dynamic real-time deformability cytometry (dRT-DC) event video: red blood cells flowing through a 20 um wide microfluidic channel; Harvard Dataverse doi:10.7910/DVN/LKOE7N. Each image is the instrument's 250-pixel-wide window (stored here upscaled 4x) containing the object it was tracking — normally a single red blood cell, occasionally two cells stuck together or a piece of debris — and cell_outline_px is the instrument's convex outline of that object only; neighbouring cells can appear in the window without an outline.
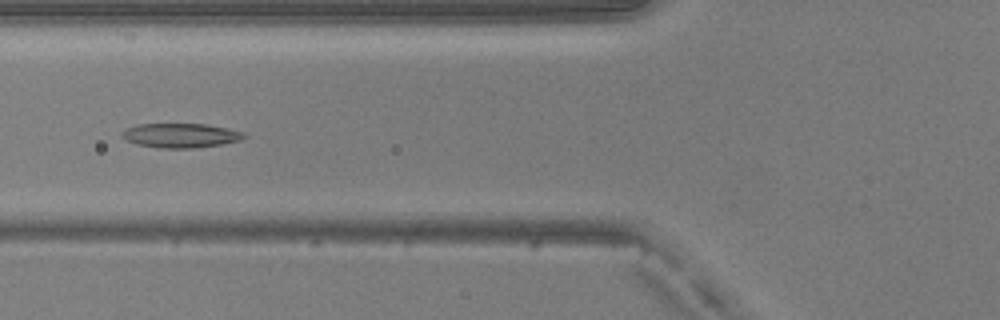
{"species": "common noctule bat (a hibernating species)", "species_latin": "Nyctalus noctula", "temperature_condition": "warm", "stored_images_in_passage": 39, "camera_frame_rate_fps": 3000, "um_per_image_px": 0.085, "animal": {"sex": "male", "body_mass_g": 20.5, "forearm_length_mm": 52.5}, "frame": {"image": 1, "passage_image": 9, "time_ms": 2.667, "image_size_px": [1000, 320], "cell_outline_px": [[248, 136], [240, 140], [220, 144], [196, 148], [160, 148], [136, 144], [120, 136], [120, 132], [124, 128], [136, 124], [208, 124], [228, 128], [244, 132]], "centroid_in_image_um": [15.33, 11.5], "position_along_channel_um": 110.5, "area_um2": 17.51}}
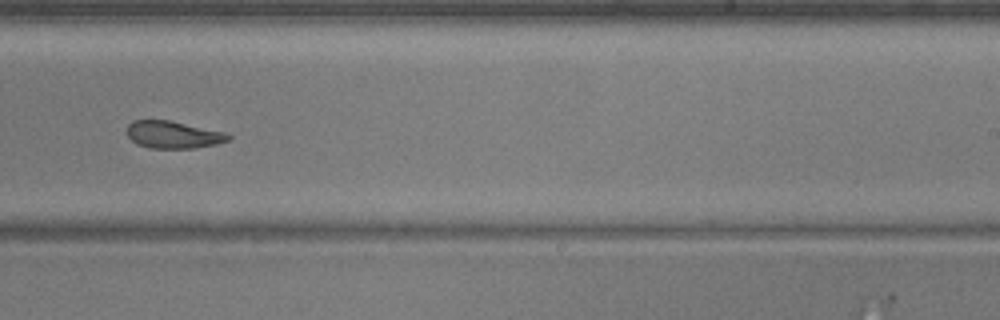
{"frame": {"image": 2, "passage_image": 21, "time_ms": 6.667, "image_size_px": [1000, 320], "cell_outline_px": [[232, 140], [216, 144], [192, 148], [148, 148], [136, 144], [128, 136], [128, 124], [132, 120], [168, 120], [228, 132], [232, 136]], "centroid_in_image_um": [14.77, 11.45], "position_along_channel_um": 274.2, "area_um2": 16.3}}
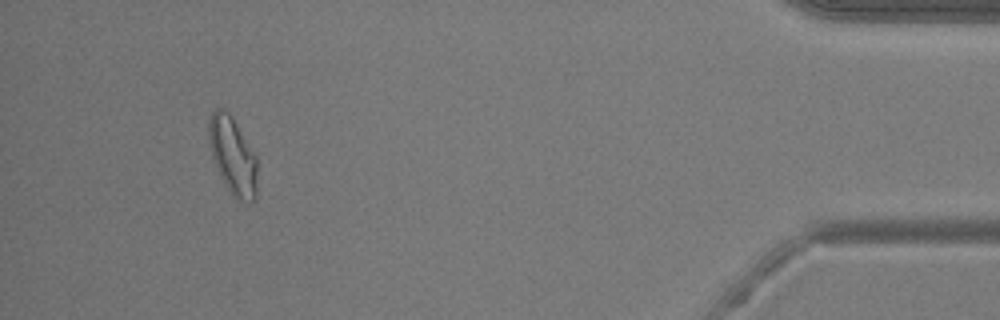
{"frame": {"image": 3, "passage_image": 36, "time_ms": 11.667, "image_size_px": [1000, 320], "cell_outline_px": [[256, 196], [252, 200], [240, 200], [232, 196], [224, 184], [216, 168], [212, 156], [208, 140], [208, 120], [212, 112], [216, 108], [220, 108], [228, 112], [232, 116], [256, 156]], "centroid_in_image_um": [19.75, 13.21], "position_along_channel_um": 415.5, "area_um2": 21.73}}